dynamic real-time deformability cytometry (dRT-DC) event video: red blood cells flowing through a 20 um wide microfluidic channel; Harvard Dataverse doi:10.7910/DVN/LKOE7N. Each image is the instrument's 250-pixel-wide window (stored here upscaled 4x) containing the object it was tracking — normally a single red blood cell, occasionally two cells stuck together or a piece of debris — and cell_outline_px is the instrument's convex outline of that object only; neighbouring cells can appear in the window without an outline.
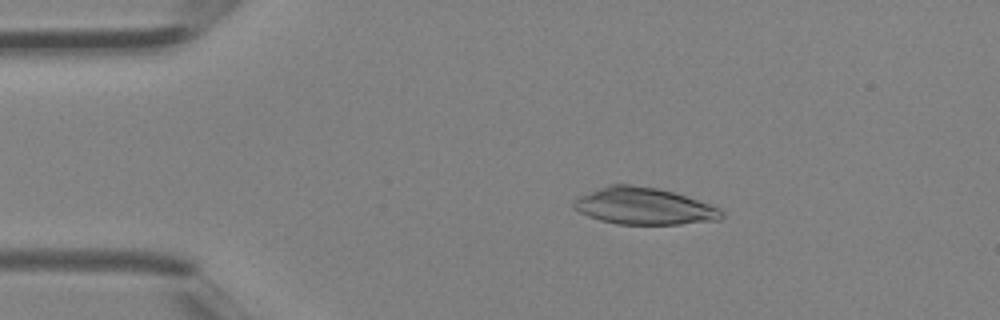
{"species": "Egyptian fruit bat (a non-hibernating species)", "species_latin": "Rousettus aegyptiacus", "temperature_condition": "room temperature", "stored_images_in_passage": 2, "camera_frame_rate_fps": 3000, "um_per_image_px": 0.085, "animal": {"sex": "female"}, "frame": {"image": 1, "passage_image": 1, "time_ms": 0.0, "image_size_px": [1000, 320], "cell_outline_px": [[724, 216], [720, 220], [680, 224], [616, 224], [600, 220], [588, 216], [572, 208], [572, 200], [576, 196], [608, 184], [628, 184], [656, 188], [672, 192], [720, 208], [724, 212]], "centroid_in_image_um": [54.67, 17.52], "position_along_channel_um": 30.3, "area_um2": 31.85}}